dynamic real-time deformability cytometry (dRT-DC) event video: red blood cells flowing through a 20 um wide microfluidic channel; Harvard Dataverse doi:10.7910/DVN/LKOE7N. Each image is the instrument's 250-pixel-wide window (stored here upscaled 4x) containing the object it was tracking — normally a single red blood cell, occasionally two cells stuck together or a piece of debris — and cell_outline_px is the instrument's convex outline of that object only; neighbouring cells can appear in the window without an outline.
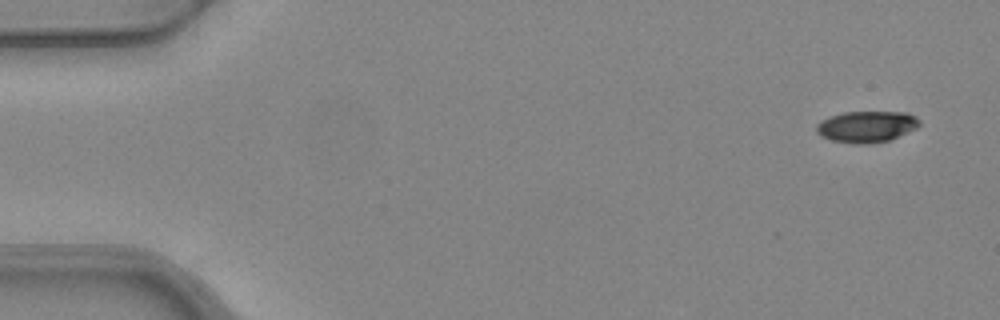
{"species": "common noctule bat (a hibernating species)", "species_latin": "Nyctalus noctula", "temperature_condition": "warm", "stored_images_in_passage": 6, "camera_frame_rate_fps": 3000, "um_per_image_px": 0.085, "animal": {"sex": "female", "body_mass_g": 24.6, "forearm_length_mm": 56.2}, "frame": {"image": 1, "passage_image": 1, "time_ms": 0.0, "image_size_px": [1000, 320], "cell_outline_px": [[920, 124], [916, 128], [888, 140], [868, 144], [856, 144], [832, 140], [820, 136], [816, 132], [816, 124], [832, 116], [844, 112], [908, 112], [916, 116], [920, 120]], "centroid_in_image_um": [73.67, 10.76], "position_along_channel_um": 11.3, "area_um2": 18.67}}
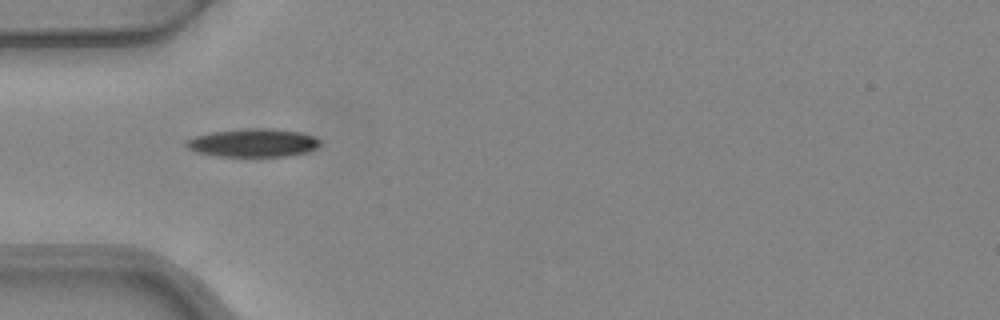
{"frame": {"image": 2, "passage_image": 5, "time_ms": 1.333, "image_size_px": [1000, 320], "cell_outline_px": [[320, 144], [316, 148], [308, 152], [288, 156], [216, 156], [196, 152], [188, 148], [184, 144], [188, 140], [196, 136], [212, 132], [244, 128], [272, 128], [300, 132], [316, 136], [320, 140]], "centroid_in_image_um": [21.55, 12.13], "position_along_channel_um": 63.4, "area_um2": 22.14}}
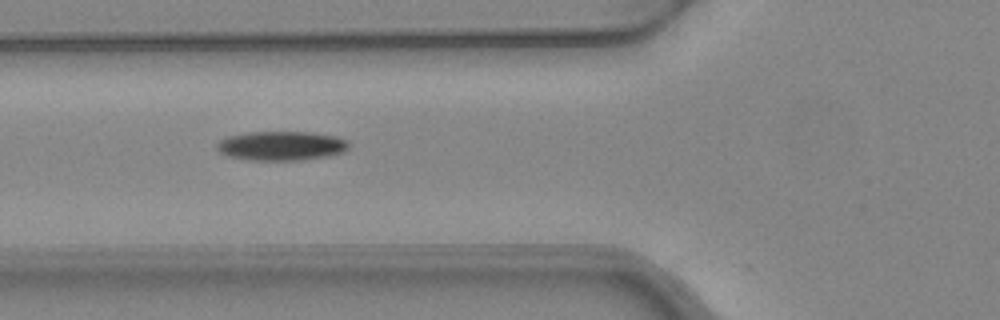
{"frame": {"image": 3, "passage_image": 6, "time_ms": 1.667, "image_size_px": [1000, 320], "cell_outline_px": [[348, 148], [344, 152], [332, 156], [304, 160], [248, 160], [228, 156], [220, 152], [216, 148], [216, 144], [220, 140], [228, 136], [248, 132], [308, 132], [336, 136], [348, 140]], "centroid_in_image_um": [23.94, 12.4], "position_along_channel_um": 101.9, "area_um2": 22.72}}